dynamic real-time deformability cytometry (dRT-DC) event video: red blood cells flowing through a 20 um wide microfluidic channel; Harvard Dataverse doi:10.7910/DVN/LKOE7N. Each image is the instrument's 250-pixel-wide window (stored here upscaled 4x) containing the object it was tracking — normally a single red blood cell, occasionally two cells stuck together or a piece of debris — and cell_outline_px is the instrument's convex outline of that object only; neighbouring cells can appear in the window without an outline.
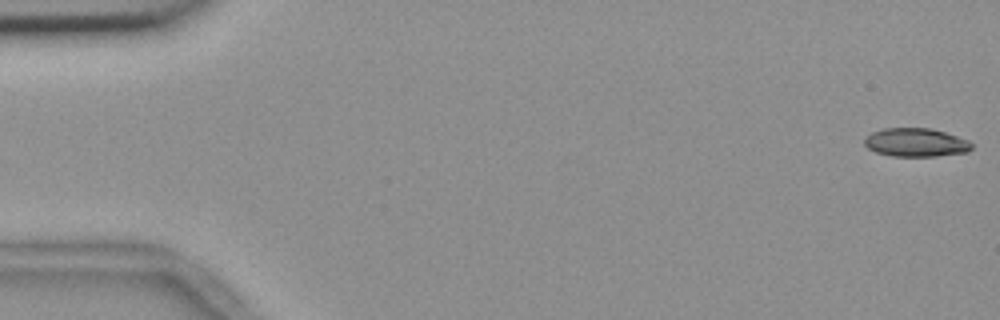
{"species": "common noctule bat (a hibernating species)", "species_latin": "Nyctalus noctula", "temperature_condition": "room temperature", "stored_images_in_passage": 5, "camera_frame_rate_fps": 3000, "um_per_image_px": 0.085, "animal": {"sex": "female", "body_mass_g": 18.4}, "frame": {"image": 1, "passage_image": 5, "time_ms": 1.333, "image_size_px": [1000, 320], "cell_outline_px": [[972, 148], [968, 152], [936, 156], [892, 156], [876, 152], [868, 148], [864, 144], [864, 140], [872, 132], [884, 128], [932, 128], [968, 140], [972, 144]], "centroid_in_image_um": [77.85, 12.11], "position_along_channel_um": 7.1, "area_um2": 17.74}}